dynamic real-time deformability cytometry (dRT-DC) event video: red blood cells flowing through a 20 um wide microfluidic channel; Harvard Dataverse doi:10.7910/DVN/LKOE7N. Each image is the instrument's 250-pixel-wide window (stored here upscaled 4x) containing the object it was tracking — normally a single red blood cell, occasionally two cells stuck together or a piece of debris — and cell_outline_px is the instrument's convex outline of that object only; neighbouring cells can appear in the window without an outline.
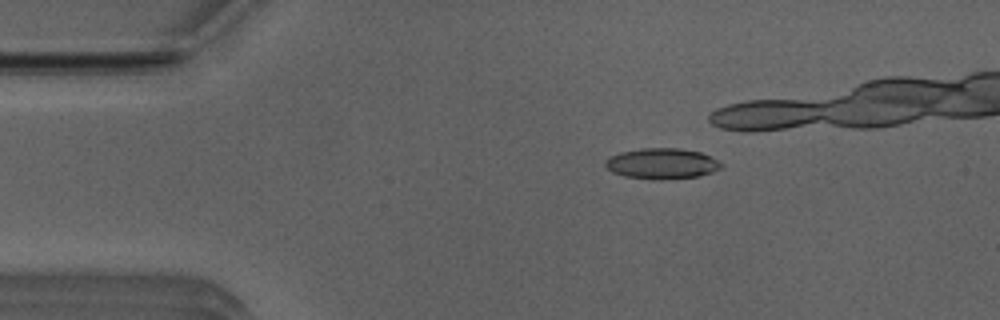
{"species": "Egyptian fruit bat (a non-hibernating species)", "species_latin": "Rousettus aegyptiacus", "temperature_condition": "room temperature", "stored_images_in_passage": 31, "camera_frame_rate_fps": 3000, "um_per_image_px": 0.085, "animal": {"sex": "male"}, "frame": {"image": 1, "passage_image": 1, "time_ms": 0.0, "image_size_px": [1000, 320], "cell_outline_px": [[724, 164], [720, 168], [712, 172], [696, 176], [660, 180], [624, 176], [612, 172], [604, 164], [604, 160], [620, 152], [640, 148], [680, 148], [700, 152]], "centroid_in_image_um": [56.23, 13.9], "position_along_channel_um": 28.8, "area_um2": 20.58}}
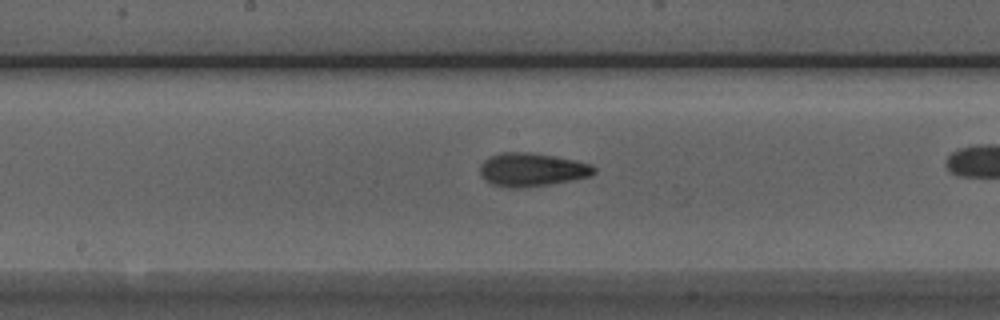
{"frame": {"image": 2, "passage_image": 18, "time_ms": 5.667, "image_size_px": [1000, 320], "cell_outline_px": [[596, 172], [588, 176], [572, 180], [552, 184], [524, 188], [504, 188], [492, 184], [484, 180], [480, 176], [480, 164], [484, 160], [500, 152], [524, 152], [552, 156], [592, 164], [596, 168]], "centroid_in_image_um": [45.17, 14.44], "position_along_channel_um": 203.0, "area_um2": 22.25}}
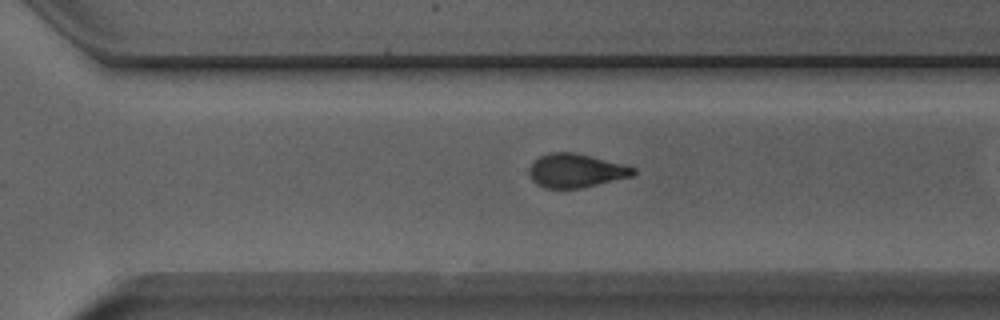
{"frame": {"image": 3, "passage_image": 27, "time_ms": 8.667, "image_size_px": [1000, 320], "cell_outline_px": [[636, 172], [632, 176], [580, 188], [544, 188], [536, 184], [532, 180], [528, 172], [528, 168], [540, 156], [548, 152], [576, 152], [624, 164], [636, 168]], "centroid_in_image_um": [48.94, 14.49], "position_along_channel_um": 321.7, "area_um2": 20.52}}